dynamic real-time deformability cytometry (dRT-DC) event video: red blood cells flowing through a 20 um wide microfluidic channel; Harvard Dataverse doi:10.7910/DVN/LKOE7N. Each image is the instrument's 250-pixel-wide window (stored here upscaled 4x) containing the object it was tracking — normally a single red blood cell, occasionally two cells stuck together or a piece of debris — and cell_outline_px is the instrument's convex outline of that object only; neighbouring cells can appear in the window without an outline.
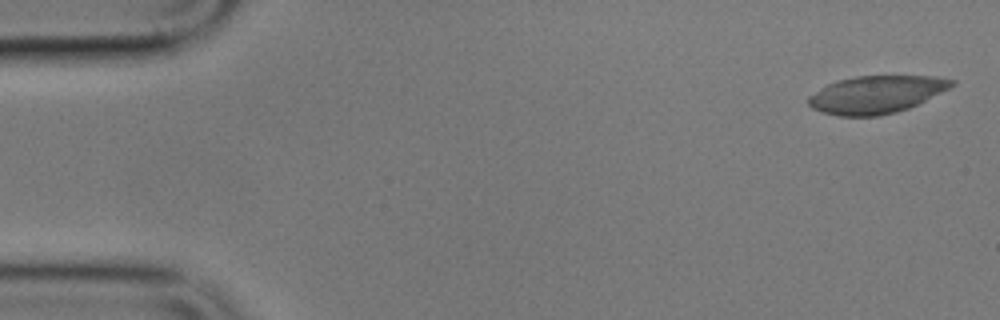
{"species": "common noctule bat (a hibernating species)", "species_latin": "Nyctalus noctula", "temperature_condition": "cold", "stored_images_in_passage": 4, "camera_frame_rate_fps": 3000, "um_per_image_px": 0.085, "animal": {"sex": "male", "body_mass_g": 17.9}, "frame": {"image": 1, "passage_image": 1, "time_ms": 0.0, "image_size_px": [1000, 320], "cell_outline_px": [[956, 84], [908, 108], [896, 112], [880, 116], [840, 116], [824, 112], [812, 108], [808, 104], [808, 96], [828, 84], [836, 80], [856, 76], [932, 76], [956, 80]], "centroid_in_image_um": [74.46, 8.03], "position_along_channel_um": 10.5, "area_um2": 31.04}}